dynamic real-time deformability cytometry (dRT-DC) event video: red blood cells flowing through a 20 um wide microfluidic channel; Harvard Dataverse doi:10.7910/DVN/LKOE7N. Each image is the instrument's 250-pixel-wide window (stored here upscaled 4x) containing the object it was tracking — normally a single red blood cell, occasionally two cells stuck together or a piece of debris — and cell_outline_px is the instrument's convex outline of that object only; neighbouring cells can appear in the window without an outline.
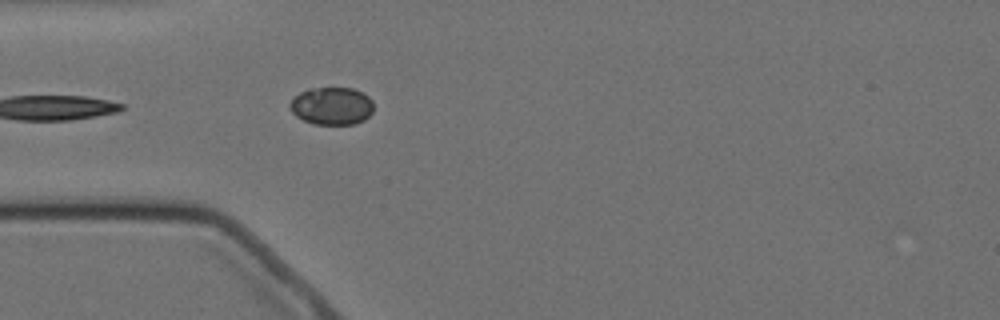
{"species": "Egyptian fruit bat (a non-hibernating species)", "species_latin": "Rousettus aegyptiacus", "temperature_condition": "cold", "stored_images_in_passage": 4, "camera_frame_rate_fps": 3000, "um_per_image_px": 0.085, "animal": {"sex": "female"}, "frame": {"image": 1, "passage_image": 4, "time_ms": 3.667, "image_size_px": [1000, 320], "cell_outline_px": [[372, 112], [364, 120], [356, 124], [312, 124], [296, 116], [292, 112], [288, 104], [300, 92], [308, 88], [352, 88], [368, 96], [372, 100]], "centroid_in_image_um": [28.19, 9.01], "position_along_channel_um": 56.8, "area_um2": 18.32}}